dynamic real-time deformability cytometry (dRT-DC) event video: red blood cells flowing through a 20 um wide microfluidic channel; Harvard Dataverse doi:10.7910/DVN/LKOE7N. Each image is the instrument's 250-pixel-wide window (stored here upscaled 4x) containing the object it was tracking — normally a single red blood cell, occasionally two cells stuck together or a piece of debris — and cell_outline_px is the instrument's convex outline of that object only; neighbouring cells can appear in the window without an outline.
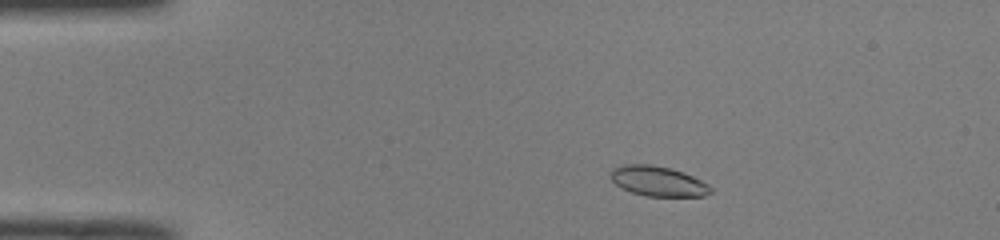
{"species": "common noctule bat (a hibernating species)", "species_latin": "Nyctalus noctula", "temperature_condition": "room temperature", "stored_images_in_passage": 47, "camera_frame_rate_fps": 3000, "um_per_image_px": 0.085, "animal": {"sex": "male", "body_mass_g": 19.0, "forearm_length_mm": 50.8}, "frame": {"image": 1, "passage_image": 6, "time_ms": 1.667, "image_size_px": [1000, 240], "cell_outline_px": [[712, 192], [704, 196], [644, 196], [632, 192], [616, 184], [612, 180], [612, 168], [624, 164], [652, 164], [672, 168], [684, 172], [708, 184], [712, 188]], "centroid_in_image_um": [55.96, 15.39], "position_along_channel_um": 29.0, "area_um2": 17.46}}
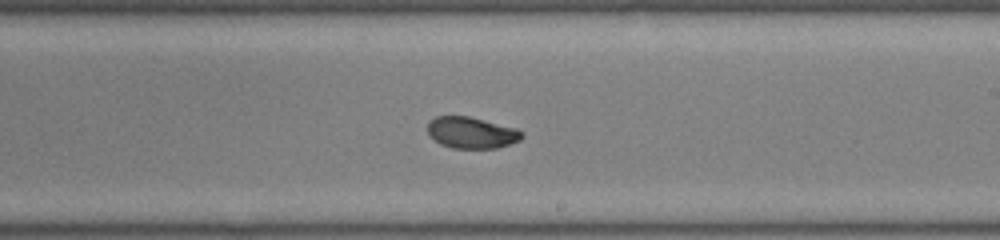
{"frame": {"image": 2, "passage_image": 27, "time_ms": 8.667, "image_size_px": [1000, 240], "cell_outline_px": [[524, 136], [520, 140], [496, 148], [452, 148], [440, 144], [428, 132], [428, 120], [436, 116], [468, 116], [516, 128], [524, 132]], "centroid_in_image_um": [40.08, 11.27], "position_along_channel_um": 248.9, "area_um2": 17.17}}
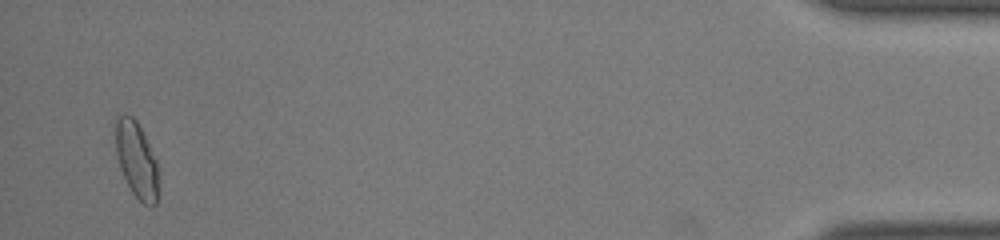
{"frame": {"image": 3, "passage_image": 46, "time_ms": 15.0, "image_size_px": [1000, 240], "cell_outline_px": [[156, 204], [152, 208], [144, 204], [132, 192], [120, 168], [116, 152], [112, 124], [120, 116], [132, 116], [136, 120], [156, 160]], "centroid_in_image_um": [11.54, 13.55], "position_along_channel_um": 423.7, "area_um2": 18.61}, "authors_computed_cell_mechanics": {"area_um2": 18.0336, "velocity_mm_per_s": 4.0238, "shape_relaxation_time_tau1_ms": 3.8571, "shape_relaxation_time_tau2_ms": 1.3572, "deformation_change_tau1": 0.1218, "deformation_change_tau2": 0.0494}}